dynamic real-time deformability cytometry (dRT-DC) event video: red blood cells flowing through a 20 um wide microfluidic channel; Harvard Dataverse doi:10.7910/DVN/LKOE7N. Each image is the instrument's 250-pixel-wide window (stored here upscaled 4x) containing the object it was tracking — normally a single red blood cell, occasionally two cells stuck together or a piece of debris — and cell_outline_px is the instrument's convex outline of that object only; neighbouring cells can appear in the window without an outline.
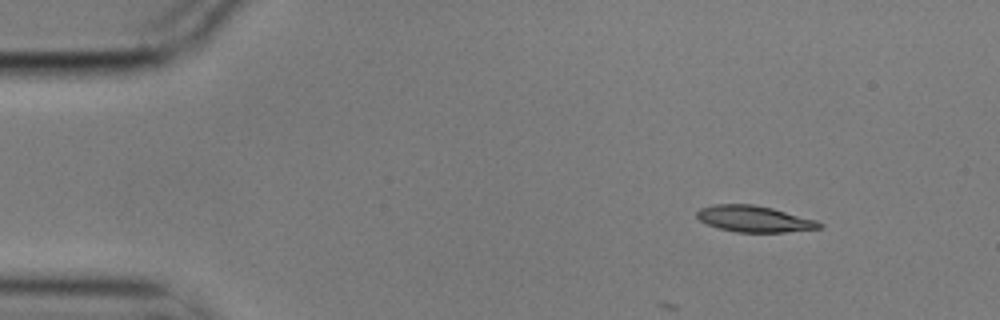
{"species": "common noctule bat (a hibernating species)", "species_latin": "Nyctalus noctula", "temperature_condition": "cold", "stored_images_in_passage": 4, "camera_frame_rate_fps": 3000, "um_per_image_px": 0.085, "animal": {"sex": "male", "body_mass_g": 17.9}, "frame": {"image": 1, "passage_image": 1, "time_ms": 0.0, "image_size_px": [1000, 320], "cell_outline_px": [[824, 224], [820, 228], [784, 232], [736, 232], [720, 228], [708, 224], [700, 220], [696, 216], [696, 212], [700, 208], [712, 204], [752, 204], [772, 208], [816, 220]], "centroid_in_image_um": [64.09, 18.6], "position_along_channel_um": 20.9, "area_um2": 18.61}}
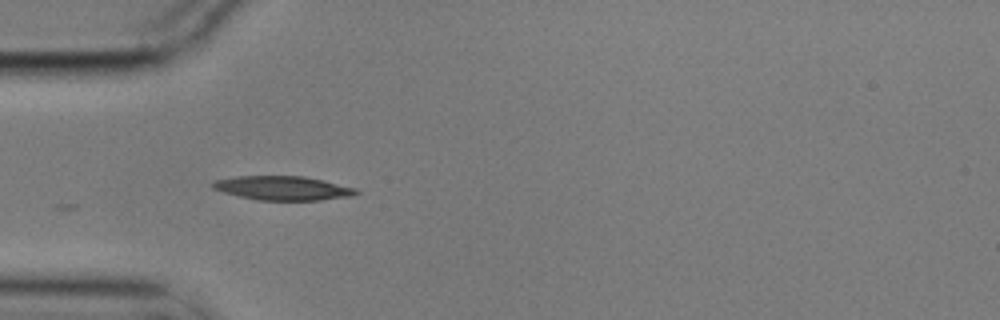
{"frame": {"image": 2, "passage_image": 4, "time_ms": 1.0, "image_size_px": [1000, 320], "cell_outline_px": [[360, 192], [352, 196], [320, 200], [256, 200], [224, 192], [212, 188], [212, 184], [216, 180], [236, 176], [304, 176], [356, 188]], "centroid_in_image_um": [24.05, 15.99], "position_along_channel_um": 60.9, "area_um2": 19.94}}